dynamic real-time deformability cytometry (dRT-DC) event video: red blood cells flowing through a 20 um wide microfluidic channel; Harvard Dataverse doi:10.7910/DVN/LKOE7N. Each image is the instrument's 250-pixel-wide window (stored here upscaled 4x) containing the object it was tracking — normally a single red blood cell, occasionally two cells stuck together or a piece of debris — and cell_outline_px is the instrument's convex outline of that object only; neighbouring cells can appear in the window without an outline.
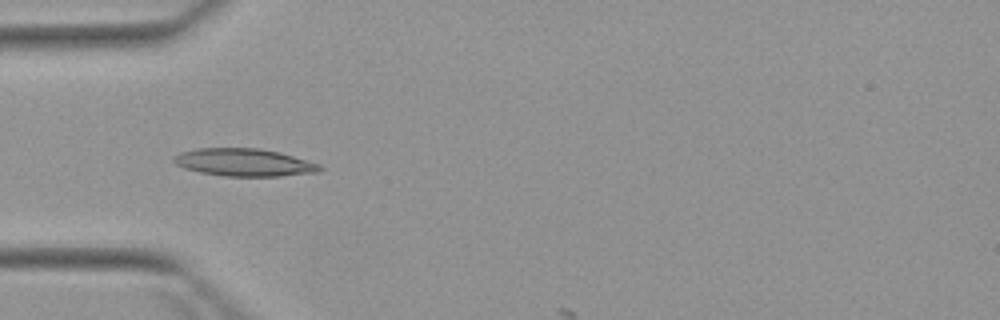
{"species": "Egyptian fruit bat (a non-hibernating species)", "species_latin": "Rousettus aegyptiacus", "temperature_condition": "warm", "stored_images_in_passage": 5, "camera_frame_rate_fps": 3000, "um_per_image_px": 0.085, "animal": {"sex": "female"}, "frame": {"image": 1, "passage_image": 4, "time_ms": 4.333, "image_size_px": [1000, 320], "cell_outline_px": [[324, 168], [320, 172], [280, 176], [224, 176], [200, 172], [184, 168], [176, 164], [172, 160], [172, 156], [180, 152], [196, 148], [260, 148], [280, 152], [320, 164]], "centroid_in_image_um": [20.75, 13.8], "position_along_channel_um": 64.3, "area_um2": 23.7}}